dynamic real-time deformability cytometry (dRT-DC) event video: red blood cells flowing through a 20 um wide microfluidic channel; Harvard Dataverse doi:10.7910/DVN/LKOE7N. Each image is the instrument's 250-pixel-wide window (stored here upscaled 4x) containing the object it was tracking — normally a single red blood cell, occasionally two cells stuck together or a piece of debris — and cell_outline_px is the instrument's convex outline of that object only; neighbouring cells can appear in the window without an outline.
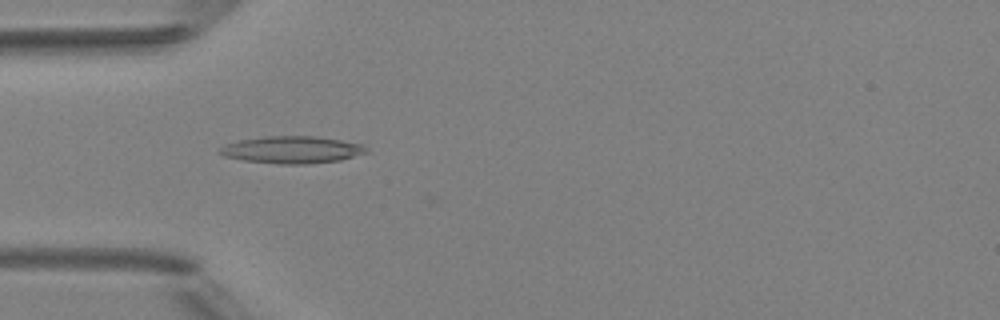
{"species": "Egyptian fruit bat (a non-hibernating species)", "species_latin": "Rousettus aegyptiacus", "temperature_condition": "room temperature", "stored_images_in_passage": 4, "camera_frame_rate_fps": 3000, "um_per_image_px": 0.085, "animal": {"sex": "female"}, "frame": {"image": 1, "passage_image": 2, "time_ms": 1.0, "image_size_px": [1000, 320], "cell_outline_px": [[368, 152], [340, 160], [308, 164], [280, 164], [244, 160], [224, 156], [216, 152], [224, 144], [240, 140], [264, 136], [316, 136], [364, 144], [368, 148]], "centroid_in_image_um": [24.82, 12.72], "position_along_channel_um": 60.2, "area_um2": 23.29}}
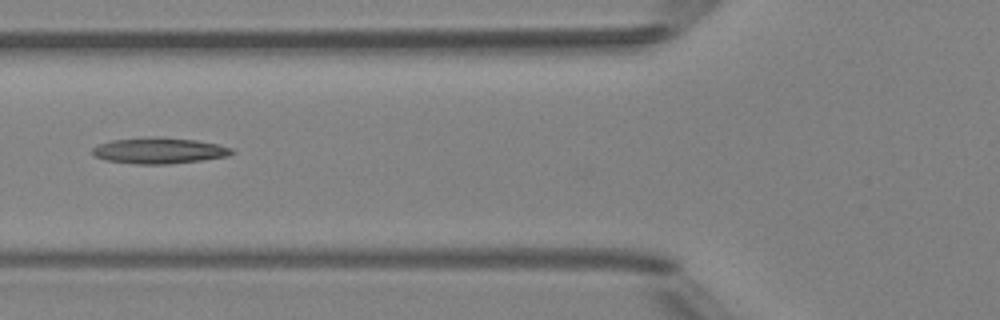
{"frame": {"image": 2, "passage_image": 3, "time_ms": 2.333, "image_size_px": [1000, 320], "cell_outline_px": [[236, 152], [228, 156], [200, 160], [168, 164], [136, 164], [104, 160], [92, 156], [92, 148], [100, 144], [112, 140], [156, 136], [196, 140], [216, 144], [232, 148]], "centroid_in_image_um": [13.5, 12.8], "position_along_channel_um": 112.3, "area_um2": 21.15}}
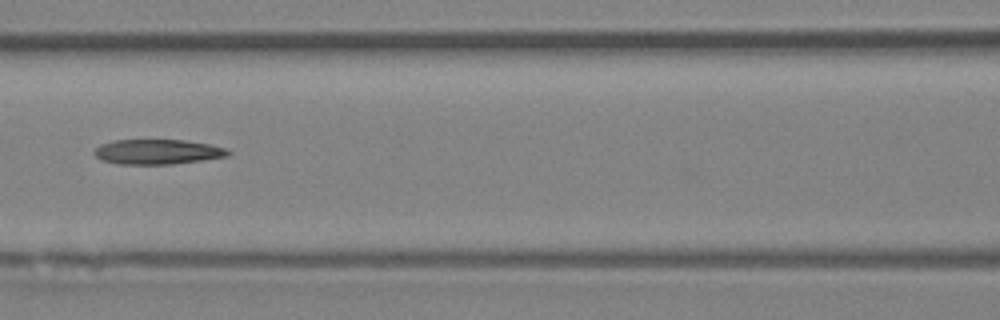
{"frame": {"image": 3, "passage_image": 4, "time_ms": 3.333, "image_size_px": [1000, 320], "cell_outline_px": [[232, 152], [228, 156], [172, 164], [116, 164], [100, 160], [92, 152], [100, 144], [116, 140], [184, 140], [208, 144], [224, 148]], "centroid_in_image_um": [13.34, 12.91], "position_along_channel_um": 153.3, "area_um2": 19.36}}